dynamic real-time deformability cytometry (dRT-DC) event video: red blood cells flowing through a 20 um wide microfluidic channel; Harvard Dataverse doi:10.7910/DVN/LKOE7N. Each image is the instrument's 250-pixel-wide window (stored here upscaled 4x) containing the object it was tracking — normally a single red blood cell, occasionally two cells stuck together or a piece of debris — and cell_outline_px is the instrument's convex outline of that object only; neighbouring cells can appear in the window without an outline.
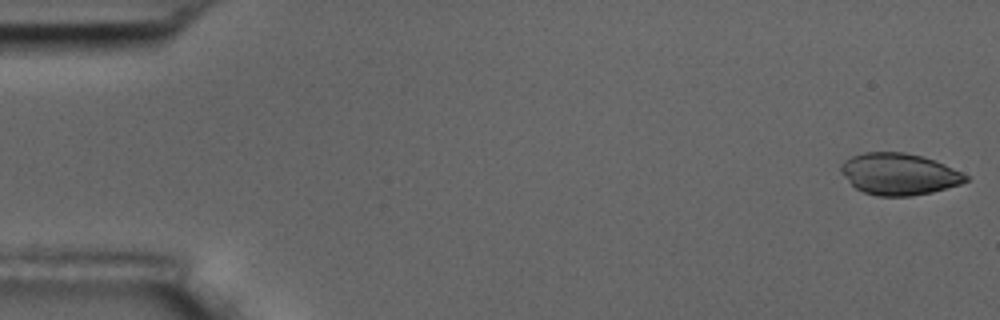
{"species": "common noctule bat (a hibernating species)", "species_latin": "Nyctalus noctula", "temperature_condition": "room temperature", "stored_images_in_passage": 5, "camera_frame_rate_fps": 3000, "um_per_image_px": 0.085, "animal": {"sex": "male", "body_mass_g": 17.5, "forearm_length_mm": 52.3}, "frame": {"image": 1, "passage_image": 1, "time_ms": 0.0, "image_size_px": [1000, 320], "cell_outline_px": [[968, 180], [960, 184], [932, 192], [912, 196], [876, 196], [864, 192], [856, 188], [840, 172], [840, 164], [844, 160], [852, 156], [864, 152], [904, 152], [920, 156], [944, 164], [968, 176]], "centroid_in_image_um": [76.38, 14.8], "position_along_channel_um": 8.6, "area_um2": 30.06}}
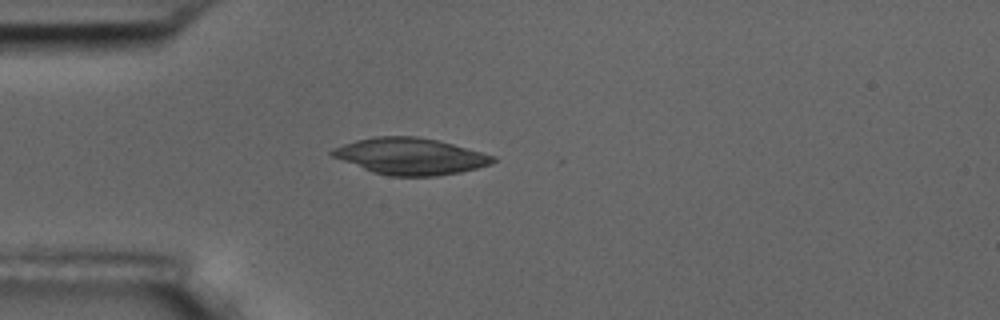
{"frame": {"image": 2, "passage_image": 4, "time_ms": 4.667, "image_size_px": [1000, 320], "cell_outline_px": [[496, 160], [492, 164], [460, 172], [436, 176], [388, 176], [372, 172], [332, 156], [328, 152], [332, 148], [356, 140], [376, 136], [416, 136], [436, 140], [452, 144], [496, 156]], "centroid_in_image_um": [34.87, 13.28], "position_along_channel_um": 50.1, "area_um2": 34.1}}